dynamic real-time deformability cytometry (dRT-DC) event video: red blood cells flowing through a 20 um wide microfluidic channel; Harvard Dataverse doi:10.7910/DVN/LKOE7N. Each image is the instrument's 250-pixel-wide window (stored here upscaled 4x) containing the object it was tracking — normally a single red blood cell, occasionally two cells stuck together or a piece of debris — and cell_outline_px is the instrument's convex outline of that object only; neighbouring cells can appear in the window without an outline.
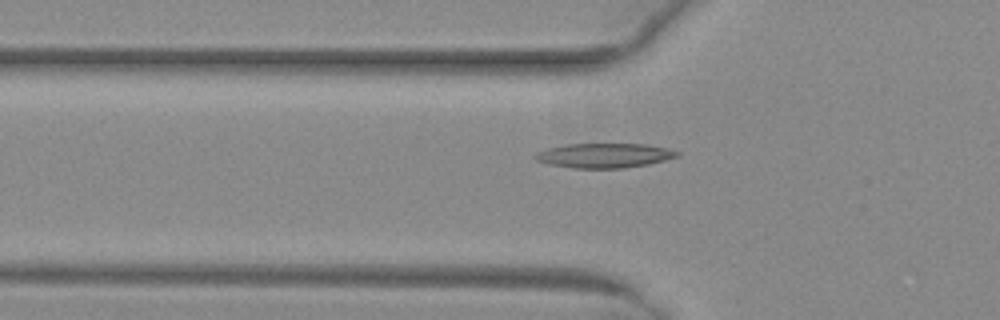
{"species": "common noctule bat (a hibernating species)", "species_latin": "Nyctalus noctula", "temperature_condition": "warm", "stored_images_in_passage": 49, "segment_of_instrument_passage": [1, 2], "camera_frame_rate_fps": 3000, "um_per_image_px": 0.085, "animal": {"sex": "female", "body_mass_g": 29.2, "forearm_length_mm": 56.3}, "frame": {"image": 1, "passage_image": 14, "time_ms": 4.333, "image_size_px": [1000, 320], "cell_outline_px": [[680, 156], [648, 164], [624, 168], [572, 168], [548, 164], [536, 160], [532, 156], [536, 152], [548, 148], [564, 144], [644, 144], [668, 148], [680, 152]], "centroid_in_image_um": [51.34, 13.22], "position_along_channel_um": 74.5, "area_um2": 20.4}}
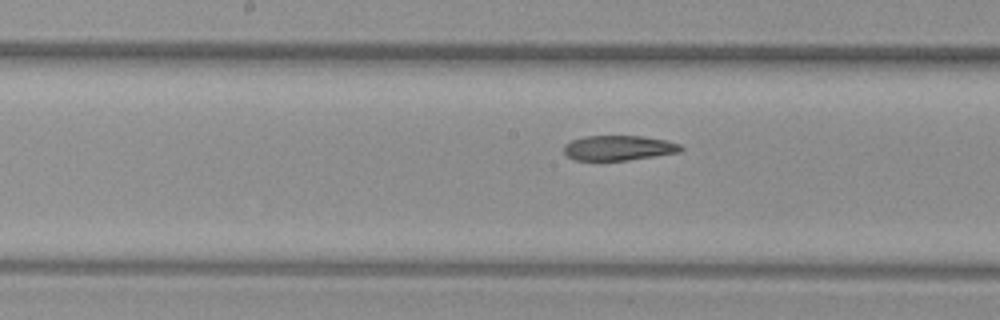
{"frame": {"image": 2, "passage_image": 23, "time_ms": 7.333, "image_size_px": [1000, 320], "cell_outline_px": [[684, 148], [680, 152], [656, 156], [628, 160], [576, 160], [568, 156], [564, 152], [564, 144], [572, 140], [584, 136], [640, 136], [668, 140], [680, 144]], "centroid_in_image_um": [52.61, 12.57], "position_along_channel_um": 195.6, "area_um2": 17.05}}
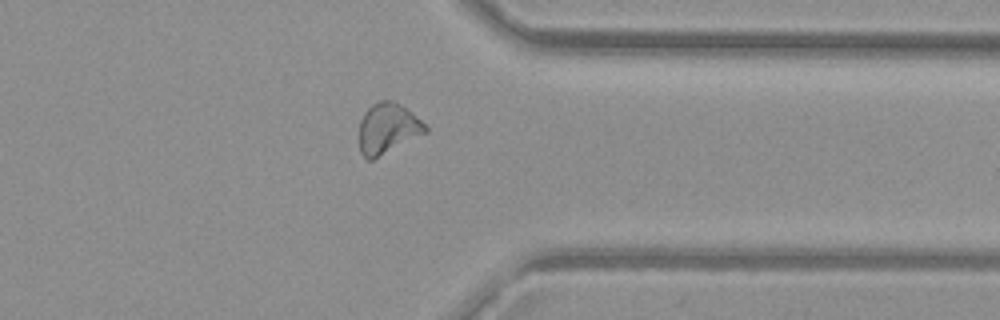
{"frame": {"image": 3, "passage_image": 37, "time_ms": 12.0, "image_size_px": [1000, 320], "cell_outline_px": [[428, 132], [372, 160], [368, 160], [360, 152], [360, 120], [364, 112], [372, 104], [380, 100], [392, 100], [400, 104], [420, 120], [428, 128]], "centroid_in_image_um": [32.94, 10.92], "position_along_channel_um": 378.5, "area_um2": 19.31}}